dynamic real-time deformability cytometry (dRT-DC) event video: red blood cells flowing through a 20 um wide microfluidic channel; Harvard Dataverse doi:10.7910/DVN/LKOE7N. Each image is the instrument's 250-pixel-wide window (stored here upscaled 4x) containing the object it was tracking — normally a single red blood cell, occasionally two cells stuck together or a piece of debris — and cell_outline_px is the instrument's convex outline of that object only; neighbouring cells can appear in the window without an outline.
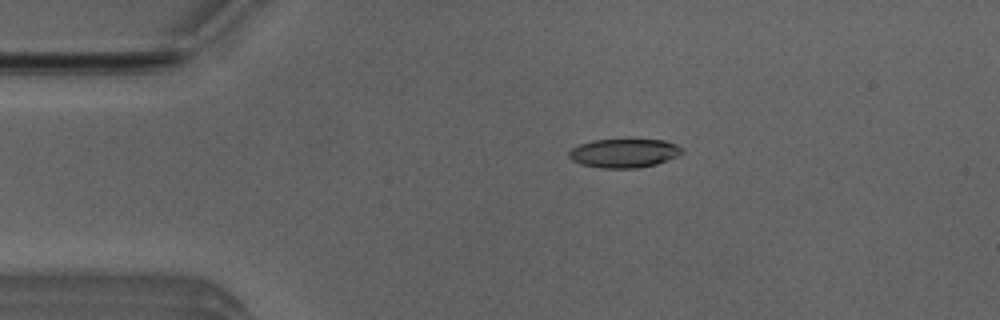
{"species": "Egyptian fruit bat (a non-hibernating species)", "species_latin": "Rousettus aegyptiacus", "temperature_condition": "room temperature", "stored_images_in_passage": 43, "camera_frame_rate_fps": 3000, "um_per_image_px": 0.085, "animal": {"sex": "male"}, "frame": {"image": 1, "passage_image": 2, "time_ms": 0.333, "image_size_px": [1000, 320], "cell_outline_px": [[684, 152], [676, 156], [656, 164], [636, 168], [604, 168], [580, 164], [572, 160], [568, 156], [568, 152], [572, 148], [580, 144], [592, 140], [664, 140], [676, 144]], "centroid_in_image_um": [53.01, 13.02], "position_along_channel_um": 32.0, "area_um2": 18.79}}
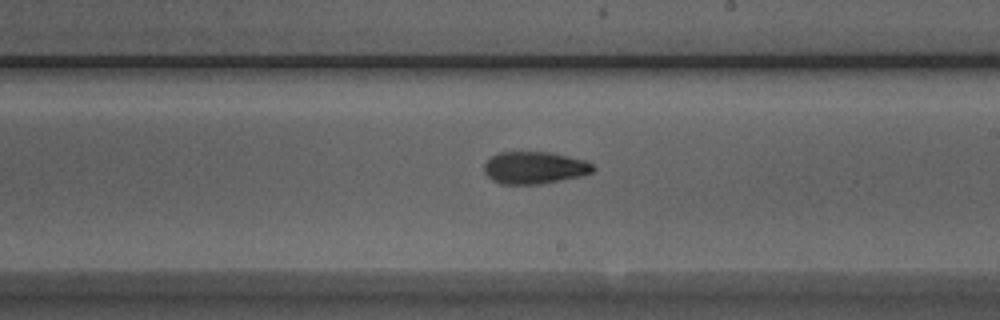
{"frame": {"image": 2, "passage_image": 21, "time_ms": 6.667, "image_size_px": [1000, 320], "cell_outline_px": [[596, 168], [592, 172], [584, 176], [540, 184], [500, 184], [492, 180], [484, 172], [484, 164], [492, 156], [500, 152], [548, 152], [588, 160]], "centroid_in_image_um": [45.47, 14.26], "position_along_channel_um": 243.5, "area_um2": 20.63}}
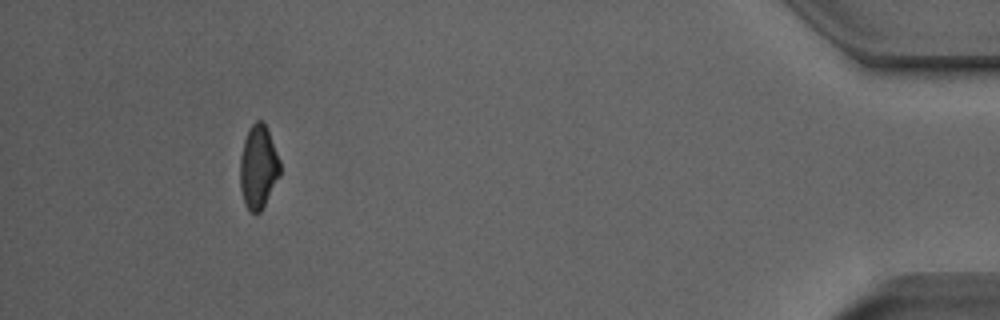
{"frame": {"image": 3, "passage_image": 39, "time_ms": 12.667, "image_size_px": [1000, 320], "cell_outline_px": [[280, 176], [260, 212], [252, 212], [244, 204], [240, 188], [240, 156], [244, 140], [248, 128], [256, 120], [260, 120], [268, 128], [280, 160]], "centroid_in_image_um": [21.95, 14.16], "position_along_channel_um": 413.2, "area_um2": 19.54}, "authors_computed_cell_mechanics": {"area_um2": 19.9988, "velocity_mm_per_s": 4.0061, "shape_relaxation_time_tau1_ms": 4.6026, "shape_relaxation_time_tau2_ms": 2.7593, "deformation_change_tau1": 0.1425, "deformation_change_tau2": 0.0994}}